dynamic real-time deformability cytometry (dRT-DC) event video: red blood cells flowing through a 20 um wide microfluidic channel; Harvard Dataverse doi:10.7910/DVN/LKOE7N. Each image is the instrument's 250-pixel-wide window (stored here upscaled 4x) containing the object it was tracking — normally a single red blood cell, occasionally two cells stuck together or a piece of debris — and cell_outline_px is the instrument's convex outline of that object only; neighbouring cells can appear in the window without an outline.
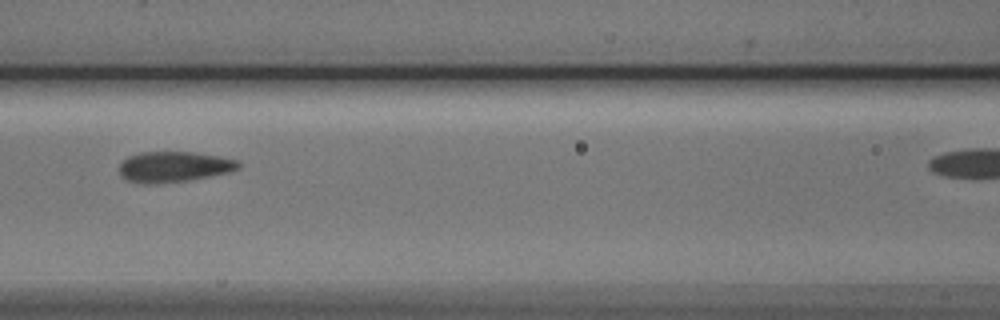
{"species": "Egyptian fruit bat (a non-hibernating species)", "species_latin": "Rousettus aegyptiacus", "temperature_condition": "cold", "stored_images_in_passage": 5, "camera_frame_rate_fps": 3000, "um_per_image_px": 0.085, "animal": {"sex": "male"}, "frame": {"image": 1, "passage_image": 3, "time_ms": 2.333, "image_size_px": [1000, 320], "cell_outline_px": [[240, 168], [232, 172], [212, 176], [188, 180], [156, 184], [144, 184], [128, 180], [120, 176], [120, 164], [128, 156], [140, 152], [192, 152], [220, 156], [236, 160], [240, 164]], "centroid_in_image_um": [14.8, 14.18], "position_along_channel_um": 151.8, "area_um2": 21.39}}